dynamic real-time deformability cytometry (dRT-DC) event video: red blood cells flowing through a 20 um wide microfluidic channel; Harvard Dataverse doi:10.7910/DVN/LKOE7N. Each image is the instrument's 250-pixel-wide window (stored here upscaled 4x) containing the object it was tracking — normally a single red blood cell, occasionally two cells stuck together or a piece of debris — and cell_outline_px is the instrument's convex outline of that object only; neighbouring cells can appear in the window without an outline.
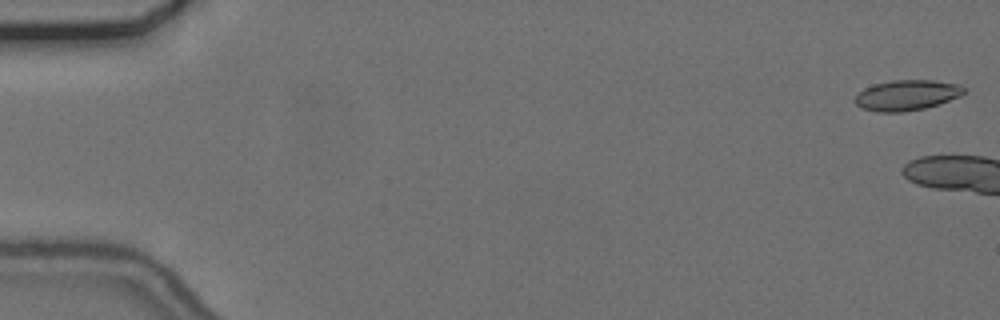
{"species": "common noctule bat (a hibernating species)", "species_latin": "Nyctalus noctula", "temperature_condition": "cold", "stored_images_in_passage": 6, "camera_frame_rate_fps": 3000, "um_per_image_px": 0.085, "animal": {"sex": "female", "body_mass_g": 24.6, "forearm_length_mm": 56.2}, "frame": {"image": 1, "passage_image": 1, "time_ms": 0.0, "image_size_px": [1000, 320], "cell_outline_px": [[964, 92], [960, 96], [924, 108], [904, 112], [876, 112], [864, 108], [856, 104], [852, 100], [864, 88], [872, 84], [892, 80], [932, 80], [960, 84], [964, 88]], "centroid_in_image_um": [77.04, 8.08], "position_along_channel_um": 8.0, "area_um2": 19.25}}